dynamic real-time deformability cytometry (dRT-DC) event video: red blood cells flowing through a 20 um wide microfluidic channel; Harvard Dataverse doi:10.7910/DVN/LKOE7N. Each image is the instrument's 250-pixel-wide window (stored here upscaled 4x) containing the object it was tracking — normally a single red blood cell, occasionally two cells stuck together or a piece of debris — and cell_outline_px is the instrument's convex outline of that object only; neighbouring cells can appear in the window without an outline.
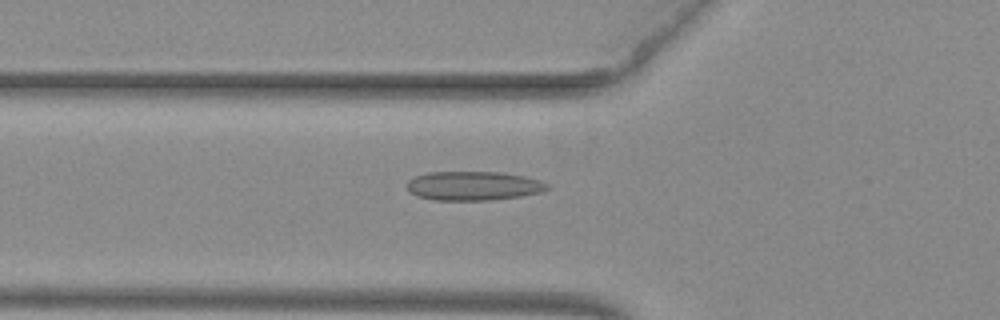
{"species": "common noctule bat (a hibernating species)", "species_latin": "Nyctalus noctula", "temperature_condition": "warm", "stored_images_in_passage": 53, "camera_frame_rate_fps": 3000, "um_per_image_px": 0.085, "animal": {"sex": "female", "body_mass_g": 29.2, "forearm_length_mm": 56.3}, "frame": {"image": 1, "passage_image": 20, "time_ms": 6.333, "image_size_px": [1000, 320], "cell_outline_px": [[552, 188], [544, 192], [520, 196], [492, 200], [432, 200], [416, 196], [408, 192], [404, 184], [408, 180], [416, 176], [428, 172], [504, 172], [524, 176], [540, 180], [552, 184]], "centroid_in_image_um": [40.26, 15.8], "position_along_channel_um": 85.5, "area_um2": 24.33}}
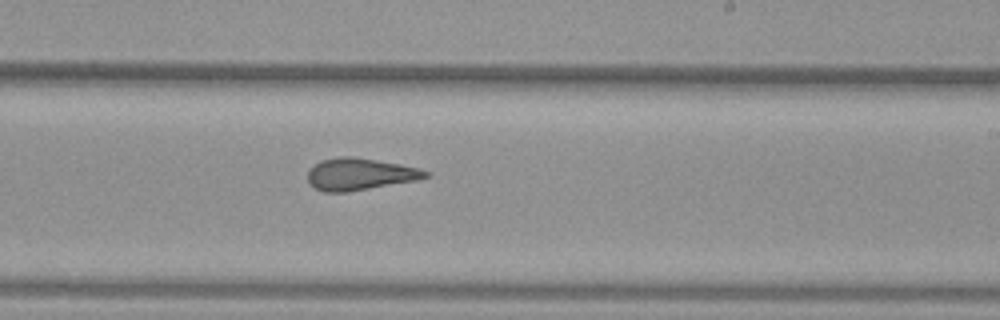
{"frame": {"image": 2, "passage_image": 33, "time_ms": 10.667, "image_size_px": [1000, 320], "cell_outline_px": [[432, 172], [428, 176], [416, 180], [348, 192], [324, 192], [312, 188], [308, 184], [308, 172], [320, 160], [340, 156], [352, 156], [400, 164], [420, 168]], "centroid_in_image_um": [30.57, 14.81], "position_along_channel_um": 258.4, "area_um2": 22.02}}
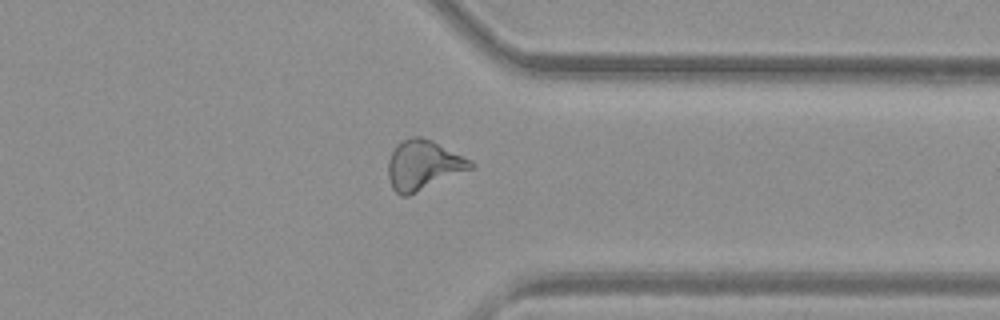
{"frame": {"image": 3, "passage_image": 42, "time_ms": 13.667, "image_size_px": [1000, 320], "cell_outline_px": [[476, 168], [408, 196], [400, 196], [392, 188], [388, 176], [388, 160], [396, 144], [412, 136], [420, 136], [432, 140], [472, 160], [476, 164]], "centroid_in_image_um": [36.02, 14.04], "position_along_channel_um": 375.4, "area_um2": 24.28}, "authors_computed_cell_mechanics": {"area_um2": 23.4668, "velocity_mm_per_s": 3.9891, "shape_relaxation_time_tau1_ms": null, "shape_relaxation_time_tau2_ms": 1.9774, "deformation_change_tau1": null, "deformation_change_tau2": 0.1037}}